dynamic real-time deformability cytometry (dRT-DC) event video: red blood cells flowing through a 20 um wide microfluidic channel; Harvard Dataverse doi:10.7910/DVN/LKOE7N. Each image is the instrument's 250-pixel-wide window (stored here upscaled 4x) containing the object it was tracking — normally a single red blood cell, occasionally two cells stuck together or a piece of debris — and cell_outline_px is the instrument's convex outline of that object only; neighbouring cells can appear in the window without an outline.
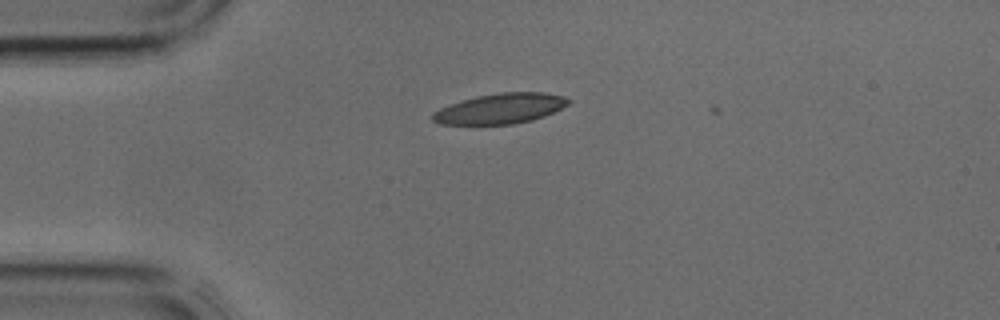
{"species": "common noctule bat (a hibernating species)", "species_latin": "Nyctalus noctula", "temperature_condition": "cold", "stored_images_in_passage": 2, "camera_frame_rate_fps": 3000, "um_per_image_px": 0.085, "animal": {"sex": "male", "body_mass_g": 17.9, "forearm_length_mm": 54.2}, "frame": {"image": 1, "passage_image": 1, "time_ms": 0.0, "image_size_px": [1000, 320], "cell_outline_px": [[572, 100], [568, 104], [544, 116], [532, 120], [512, 124], [440, 124], [432, 120], [432, 112], [440, 108], [476, 96], [500, 92], [544, 92], [564, 96]], "centroid_in_image_um": [42.54, 9.22], "position_along_channel_um": 42.5, "area_um2": 23.76}}